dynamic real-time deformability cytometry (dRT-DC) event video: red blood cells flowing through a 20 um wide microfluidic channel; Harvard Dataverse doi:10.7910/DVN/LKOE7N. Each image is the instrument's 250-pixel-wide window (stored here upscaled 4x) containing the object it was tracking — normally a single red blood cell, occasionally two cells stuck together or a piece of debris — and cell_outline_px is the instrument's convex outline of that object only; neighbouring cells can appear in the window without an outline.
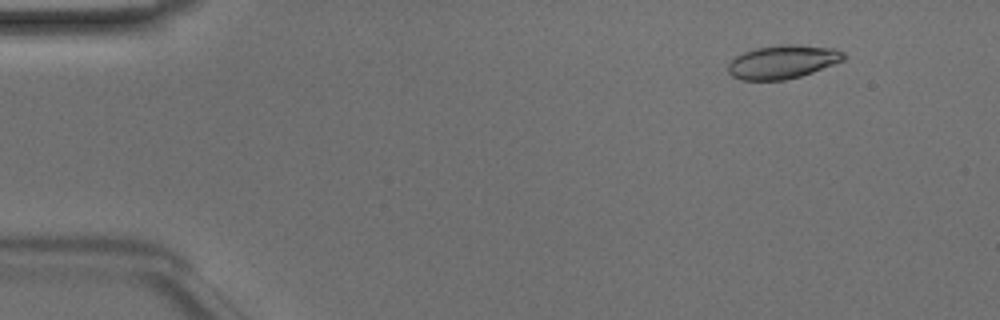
{"species": "Egyptian fruit bat (a non-hibernating species)", "species_latin": "Rousettus aegyptiacus", "temperature_condition": "room temperature", "stored_images_in_passage": 44, "camera_frame_rate_fps": 3000, "um_per_image_px": 0.085, "animal": {"sex": "male"}, "frame": {"image": 1, "passage_image": 1, "time_ms": 0.0, "image_size_px": [1000, 320], "cell_outline_px": [[848, 56], [844, 60], [812, 72], [800, 76], [784, 80], [740, 80], [732, 76], [728, 72], [728, 64], [736, 56], [744, 52], [756, 48], [780, 44], [796, 44], [836, 48], [844, 52]], "centroid_in_image_um": [66.55, 5.25], "position_along_channel_um": 18.5, "area_um2": 22.72}}
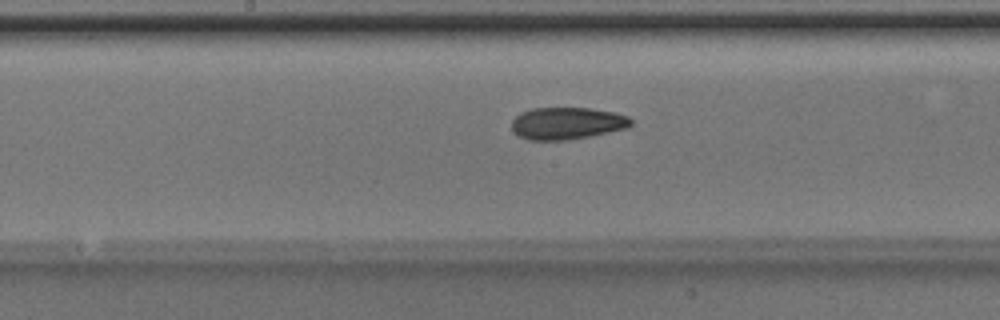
{"frame": {"image": 2, "passage_image": 21, "time_ms": 6.667, "image_size_px": [1000, 320], "cell_outline_px": [[632, 124], [628, 128], [568, 140], [528, 140], [520, 136], [512, 128], [512, 120], [520, 112], [532, 108], [592, 108], [616, 112], [628, 116], [632, 120]], "centroid_in_image_um": [48.22, 10.47], "position_along_channel_um": 200.0, "area_um2": 22.37}}
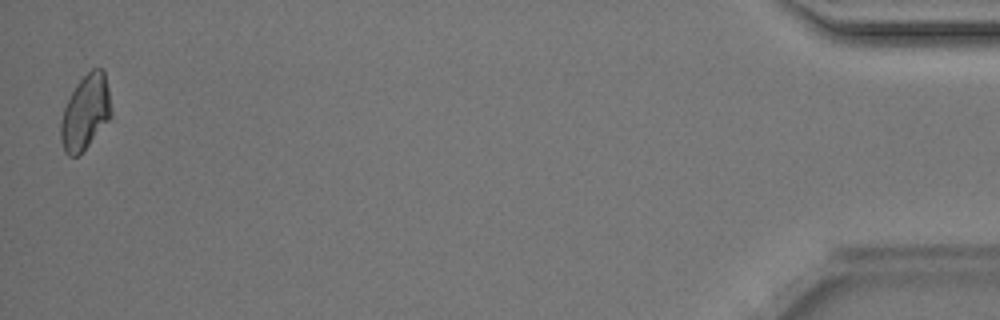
{"frame": {"image": 3, "passage_image": 44, "time_ms": 14.333, "image_size_px": [1000, 320], "cell_outline_px": [[112, 116], [88, 144], [76, 156], [68, 156], [64, 152], [60, 140], [60, 124], [64, 108], [76, 84], [92, 68], [104, 68], [108, 88], [112, 112]], "centroid_in_image_um": [7.26, 9.53], "position_along_channel_um": 427.9, "area_um2": 21.73}, "authors_computed_cell_mechanics": {"area_um2": 22.0796, "velocity_mm_per_s": 4.1619, "shape_relaxation_time_tau1_ms": 7.5216, "shape_relaxation_time_tau2_ms": 4.1213, "deformation_change_tau1": 0.1765, "deformation_change_tau2": 0.0994}}